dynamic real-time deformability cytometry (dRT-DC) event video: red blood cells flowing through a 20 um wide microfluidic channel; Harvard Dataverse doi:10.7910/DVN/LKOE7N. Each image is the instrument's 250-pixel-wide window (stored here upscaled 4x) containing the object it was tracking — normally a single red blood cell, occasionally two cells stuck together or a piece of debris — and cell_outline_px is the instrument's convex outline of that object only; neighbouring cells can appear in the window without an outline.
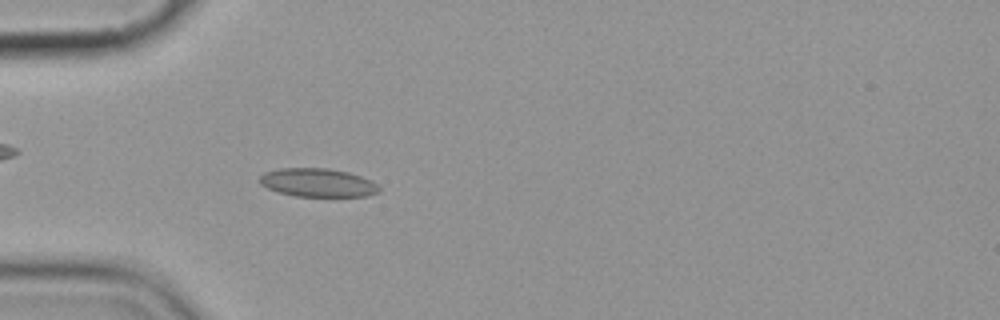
{"species": "common noctule bat (a hibernating species)", "species_latin": "Nyctalus noctula", "temperature_condition": "cold", "stored_images_in_passage": 4, "camera_frame_rate_fps": 3000, "um_per_image_px": 0.085, "animal": {"sex": "female", "body_mass_g": 19.9}, "frame": {"image": 1, "passage_image": 4, "time_ms": 4.333, "image_size_px": [1000, 320], "cell_outline_px": [[380, 192], [368, 196], [296, 196], [276, 192], [260, 184], [260, 176], [264, 172], [280, 168], [328, 168], [348, 172], [372, 180], [380, 188]], "centroid_in_image_um": [27.01, 15.52], "position_along_channel_um": 58.0, "area_um2": 19.88}}